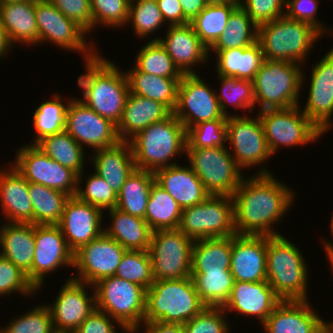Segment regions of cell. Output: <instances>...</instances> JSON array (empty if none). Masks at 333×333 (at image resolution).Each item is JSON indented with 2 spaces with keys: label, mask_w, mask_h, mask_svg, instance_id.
Returning <instances> with one entry per match:
<instances>
[{
  "label": "cell",
  "mask_w": 333,
  "mask_h": 333,
  "mask_svg": "<svg viewBox=\"0 0 333 333\" xmlns=\"http://www.w3.org/2000/svg\"><path fill=\"white\" fill-rule=\"evenodd\" d=\"M262 168L254 176L244 178L232 195L236 235H281L272 226L294 203L295 192Z\"/></svg>",
  "instance_id": "6da1fadb"
},
{
  "label": "cell",
  "mask_w": 333,
  "mask_h": 333,
  "mask_svg": "<svg viewBox=\"0 0 333 333\" xmlns=\"http://www.w3.org/2000/svg\"><path fill=\"white\" fill-rule=\"evenodd\" d=\"M85 63L86 72L77 81L84 92L79 100L117 126L130 93L126 73L98 54Z\"/></svg>",
  "instance_id": "7a4b0ae2"
},
{
  "label": "cell",
  "mask_w": 333,
  "mask_h": 333,
  "mask_svg": "<svg viewBox=\"0 0 333 333\" xmlns=\"http://www.w3.org/2000/svg\"><path fill=\"white\" fill-rule=\"evenodd\" d=\"M128 142L135 167L155 173L159 169L177 165L169 160L186 152L187 131L172 112L166 119L149 125Z\"/></svg>",
  "instance_id": "3957f363"
},
{
  "label": "cell",
  "mask_w": 333,
  "mask_h": 333,
  "mask_svg": "<svg viewBox=\"0 0 333 333\" xmlns=\"http://www.w3.org/2000/svg\"><path fill=\"white\" fill-rule=\"evenodd\" d=\"M206 307L192 277L154 281L146 290L144 322L183 325Z\"/></svg>",
  "instance_id": "277c9868"
},
{
  "label": "cell",
  "mask_w": 333,
  "mask_h": 333,
  "mask_svg": "<svg viewBox=\"0 0 333 333\" xmlns=\"http://www.w3.org/2000/svg\"><path fill=\"white\" fill-rule=\"evenodd\" d=\"M303 253L281 235L267 236V282L282 300H308Z\"/></svg>",
  "instance_id": "5b68a950"
},
{
  "label": "cell",
  "mask_w": 333,
  "mask_h": 333,
  "mask_svg": "<svg viewBox=\"0 0 333 333\" xmlns=\"http://www.w3.org/2000/svg\"><path fill=\"white\" fill-rule=\"evenodd\" d=\"M322 34L311 24L286 15L258 26V42L265 60L304 64L313 44Z\"/></svg>",
  "instance_id": "8992f818"
},
{
  "label": "cell",
  "mask_w": 333,
  "mask_h": 333,
  "mask_svg": "<svg viewBox=\"0 0 333 333\" xmlns=\"http://www.w3.org/2000/svg\"><path fill=\"white\" fill-rule=\"evenodd\" d=\"M301 68V64L293 62L264 60L253 80L259 112L300 105L299 91L305 81Z\"/></svg>",
  "instance_id": "52a82bcc"
},
{
  "label": "cell",
  "mask_w": 333,
  "mask_h": 333,
  "mask_svg": "<svg viewBox=\"0 0 333 333\" xmlns=\"http://www.w3.org/2000/svg\"><path fill=\"white\" fill-rule=\"evenodd\" d=\"M93 287L96 308L119 322L128 332L137 333L144 323L146 290L116 276L103 278Z\"/></svg>",
  "instance_id": "ba28073f"
},
{
  "label": "cell",
  "mask_w": 333,
  "mask_h": 333,
  "mask_svg": "<svg viewBox=\"0 0 333 333\" xmlns=\"http://www.w3.org/2000/svg\"><path fill=\"white\" fill-rule=\"evenodd\" d=\"M227 146L186 148L190 167L210 195L232 196L244 179Z\"/></svg>",
  "instance_id": "9c48e42d"
},
{
  "label": "cell",
  "mask_w": 333,
  "mask_h": 333,
  "mask_svg": "<svg viewBox=\"0 0 333 333\" xmlns=\"http://www.w3.org/2000/svg\"><path fill=\"white\" fill-rule=\"evenodd\" d=\"M178 229L194 241L235 236L233 197L210 195L202 203L182 209Z\"/></svg>",
  "instance_id": "30bf717a"
},
{
  "label": "cell",
  "mask_w": 333,
  "mask_h": 333,
  "mask_svg": "<svg viewBox=\"0 0 333 333\" xmlns=\"http://www.w3.org/2000/svg\"><path fill=\"white\" fill-rule=\"evenodd\" d=\"M193 243L179 229L154 230L148 250L154 280L191 277Z\"/></svg>",
  "instance_id": "8fae6325"
},
{
  "label": "cell",
  "mask_w": 333,
  "mask_h": 333,
  "mask_svg": "<svg viewBox=\"0 0 333 333\" xmlns=\"http://www.w3.org/2000/svg\"><path fill=\"white\" fill-rule=\"evenodd\" d=\"M271 154L278 147L305 145L322 137L321 130L300 110V105L258 113ZM320 136V137H319Z\"/></svg>",
  "instance_id": "7c38bea8"
},
{
  "label": "cell",
  "mask_w": 333,
  "mask_h": 333,
  "mask_svg": "<svg viewBox=\"0 0 333 333\" xmlns=\"http://www.w3.org/2000/svg\"><path fill=\"white\" fill-rule=\"evenodd\" d=\"M16 161L11 164L28 182L42 184L68 194L76 195L78 175L49 158L35 144L18 149Z\"/></svg>",
  "instance_id": "4fadbf2b"
},
{
  "label": "cell",
  "mask_w": 333,
  "mask_h": 333,
  "mask_svg": "<svg viewBox=\"0 0 333 333\" xmlns=\"http://www.w3.org/2000/svg\"><path fill=\"white\" fill-rule=\"evenodd\" d=\"M35 16L39 43L49 41L65 50L84 52V61L99 54L93 43H87L85 36L88 33L64 16L50 1L35 3Z\"/></svg>",
  "instance_id": "5bb4252c"
},
{
  "label": "cell",
  "mask_w": 333,
  "mask_h": 333,
  "mask_svg": "<svg viewBox=\"0 0 333 333\" xmlns=\"http://www.w3.org/2000/svg\"><path fill=\"white\" fill-rule=\"evenodd\" d=\"M195 74H183L178 85L177 106L174 115L186 131L196 124L215 119H227L221 112L216 94Z\"/></svg>",
  "instance_id": "9a60e30c"
},
{
  "label": "cell",
  "mask_w": 333,
  "mask_h": 333,
  "mask_svg": "<svg viewBox=\"0 0 333 333\" xmlns=\"http://www.w3.org/2000/svg\"><path fill=\"white\" fill-rule=\"evenodd\" d=\"M127 249L104 232L74 252V266L78 270L73 279L92 287L99 280L114 276Z\"/></svg>",
  "instance_id": "2e32d148"
},
{
  "label": "cell",
  "mask_w": 333,
  "mask_h": 333,
  "mask_svg": "<svg viewBox=\"0 0 333 333\" xmlns=\"http://www.w3.org/2000/svg\"><path fill=\"white\" fill-rule=\"evenodd\" d=\"M226 135V141L233 148L231 155L241 169L260 165L272 156L259 115L252 118L228 116Z\"/></svg>",
  "instance_id": "e0dca14e"
},
{
  "label": "cell",
  "mask_w": 333,
  "mask_h": 333,
  "mask_svg": "<svg viewBox=\"0 0 333 333\" xmlns=\"http://www.w3.org/2000/svg\"><path fill=\"white\" fill-rule=\"evenodd\" d=\"M65 131L81 146L84 144L94 150L113 146L120 141L114 123L76 98L68 103Z\"/></svg>",
  "instance_id": "ac0fdd59"
},
{
  "label": "cell",
  "mask_w": 333,
  "mask_h": 333,
  "mask_svg": "<svg viewBox=\"0 0 333 333\" xmlns=\"http://www.w3.org/2000/svg\"><path fill=\"white\" fill-rule=\"evenodd\" d=\"M74 266V252L68 247L58 225H35V250L32 269L26 274L39 290L44 276L60 266ZM44 279V280H43Z\"/></svg>",
  "instance_id": "d6986e66"
},
{
  "label": "cell",
  "mask_w": 333,
  "mask_h": 333,
  "mask_svg": "<svg viewBox=\"0 0 333 333\" xmlns=\"http://www.w3.org/2000/svg\"><path fill=\"white\" fill-rule=\"evenodd\" d=\"M86 285L88 286L84 282L69 278L55 302L47 305L56 333H73L96 308L95 290L93 296L89 297Z\"/></svg>",
  "instance_id": "ffe728a7"
},
{
  "label": "cell",
  "mask_w": 333,
  "mask_h": 333,
  "mask_svg": "<svg viewBox=\"0 0 333 333\" xmlns=\"http://www.w3.org/2000/svg\"><path fill=\"white\" fill-rule=\"evenodd\" d=\"M102 212L100 208L80 201L76 196L66 201L58 226L73 252L104 232Z\"/></svg>",
  "instance_id": "44dd1931"
},
{
  "label": "cell",
  "mask_w": 333,
  "mask_h": 333,
  "mask_svg": "<svg viewBox=\"0 0 333 333\" xmlns=\"http://www.w3.org/2000/svg\"><path fill=\"white\" fill-rule=\"evenodd\" d=\"M309 96L302 110L324 134L333 113V48L312 67Z\"/></svg>",
  "instance_id": "7402d4cb"
},
{
  "label": "cell",
  "mask_w": 333,
  "mask_h": 333,
  "mask_svg": "<svg viewBox=\"0 0 333 333\" xmlns=\"http://www.w3.org/2000/svg\"><path fill=\"white\" fill-rule=\"evenodd\" d=\"M230 272L234 281H267V236H232Z\"/></svg>",
  "instance_id": "603a6c76"
},
{
  "label": "cell",
  "mask_w": 333,
  "mask_h": 333,
  "mask_svg": "<svg viewBox=\"0 0 333 333\" xmlns=\"http://www.w3.org/2000/svg\"><path fill=\"white\" fill-rule=\"evenodd\" d=\"M281 301L267 281H234L230 297L222 308L247 317L257 316L263 324Z\"/></svg>",
  "instance_id": "cb8c5ba5"
},
{
  "label": "cell",
  "mask_w": 333,
  "mask_h": 333,
  "mask_svg": "<svg viewBox=\"0 0 333 333\" xmlns=\"http://www.w3.org/2000/svg\"><path fill=\"white\" fill-rule=\"evenodd\" d=\"M165 38L155 37L171 57L182 74H195L191 66L205 63L211 51L201 42L190 23L168 25Z\"/></svg>",
  "instance_id": "d4e9b609"
},
{
  "label": "cell",
  "mask_w": 333,
  "mask_h": 333,
  "mask_svg": "<svg viewBox=\"0 0 333 333\" xmlns=\"http://www.w3.org/2000/svg\"><path fill=\"white\" fill-rule=\"evenodd\" d=\"M309 300H282L262 324L266 333H314L324 322Z\"/></svg>",
  "instance_id": "484cf974"
},
{
  "label": "cell",
  "mask_w": 333,
  "mask_h": 333,
  "mask_svg": "<svg viewBox=\"0 0 333 333\" xmlns=\"http://www.w3.org/2000/svg\"><path fill=\"white\" fill-rule=\"evenodd\" d=\"M9 168L0 170L1 210L8 222L33 224L29 182L13 166Z\"/></svg>",
  "instance_id": "4316f807"
},
{
  "label": "cell",
  "mask_w": 333,
  "mask_h": 333,
  "mask_svg": "<svg viewBox=\"0 0 333 333\" xmlns=\"http://www.w3.org/2000/svg\"><path fill=\"white\" fill-rule=\"evenodd\" d=\"M154 174L155 181L182 209L202 203L210 196L190 166L178 164L159 169Z\"/></svg>",
  "instance_id": "83f0119b"
},
{
  "label": "cell",
  "mask_w": 333,
  "mask_h": 333,
  "mask_svg": "<svg viewBox=\"0 0 333 333\" xmlns=\"http://www.w3.org/2000/svg\"><path fill=\"white\" fill-rule=\"evenodd\" d=\"M172 112L162 103L129 93L117 133L120 141H129L149 125L166 119Z\"/></svg>",
  "instance_id": "f1b7e54d"
},
{
  "label": "cell",
  "mask_w": 333,
  "mask_h": 333,
  "mask_svg": "<svg viewBox=\"0 0 333 333\" xmlns=\"http://www.w3.org/2000/svg\"><path fill=\"white\" fill-rule=\"evenodd\" d=\"M95 173L100 175L110 185L113 192L119 193L127 177L135 170L134 157L128 141L94 150Z\"/></svg>",
  "instance_id": "f546056e"
},
{
  "label": "cell",
  "mask_w": 333,
  "mask_h": 333,
  "mask_svg": "<svg viewBox=\"0 0 333 333\" xmlns=\"http://www.w3.org/2000/svg\"><path fill=\"white\" fill-rule=\"evenodd\" d=\"M0 255L25 274L32 269L35 250V225L7 222L0 227Z\"/></svg>",
  "instance_id": "4dcf8cb0"
},
{
  "label": "cell",
  "mask_w": 333,
  "mask_h": 333,
  "mask_svg": "<svg viewBox=\"0 0 333 333\" xmlns=\"http://www.w3.org/2000/svg\"><path fill=\"white\" fill-rule=\"evenodd\" d=\"M0 23L7 31L11 43L39 44L35 16V3L27 0L0 5Z\"/></svg>",
  "instance_id": "1f68e13d"
},
{
  "label": "cell",
  "mask_w": 333,
  "mask_h": 333,
  "mask_svg": "<svg viewBox=\"0 0 333 333\" xmlns=\"http://www.w3.org/2000/svg\"><path fill=\"white\" fill-rule=\"evenodd\" d=\"M111 226L104 233L127 250H149L153 230L145 219L125 213L118 208L109 209Z\"/></svg>",
  "instance_id": "d6a6232c"
},
{
  "label": "cell",
  "mask_w": 333,
  "mask_h": 333,
  "mask_svg": "<svg viewBox=\"0 0 333 333\" xmlns=\"http://www.w3.org/2000/svg\"><path fill=\"white\" fill-rule=\"evenodd\" d=\"M213 51L217 56V74L238 79L253 81L265 60L258 41L249 47Z\"/></svg>",
  "instance_id": "836d02e7"
},
{
  "label": "cell",
  "mask_w": 333,
  "mask_h": 333,
  "mask_svg": "<svg viewBox=\"0 0 333 333\" xmlns=\"http://www.w3.org/2000/svg\"><path fill=\"white\" fill-rule=\"evenodd\" d=\"M125 73L130 93L158 101L174 112L181 78L155 76L138 71L135 67Z\"/></svg>",
  "instance_id": "e575fe53"
},
{
  "label": "cell",
  "mask_w": 333,
  "mask_h": 333,
  "mask_svg": "<svg viewBox=\"0 0 333 333\" xmlns=\"http://www.w3.org/2000/svg\"><path fill=\"white\" fill-rule=\"evenodd\" d=\"M232 236L195 240L191 272H230Z\"/></svg>",
  "instance_id": "d590c367"
},
{
  "label": "cell",
  "mask_w": 333,
  "mask_h": 333,
  "mask_svg": "<svg viewBox=\"0 0 333 333\" xmlns=\"http://www.w3.org/2000/svg\"><path fill=\"white\" fill-rule=\"evenodd\" d=\"M49 158L56 160L63 167L78 175V186L82 182L84 162V145L78 144L65 130L43 137L35 144Z\"/></svg>",
  "instance_id": "8d00e7d4"
},
{
  "label": "cell",
  "mask_w": 333,
  "mask_h": 333,
  "mask_svg": "<svg viewBox=\"0 0 333 333\" xmlns=\"http://www.w3.org/2000/svg\"><path fill=\"white\" fill-rule=\"evenodd\" d=\"M154 181L153 172L135 168L117 194L116 208L145 219L149 194Z\"/></svg>",
  "instance_id": "74e56055"
},
{
  "label": "cell",
  "mask_w": 333,
  "mask_h": 333,
  "mask_svg": "<svg viewBox=\"0 0 333 333\" xmlns=\"http://www.w3.org/2000/svg\"><path fill=\"white\" fill-rule=\"evenodd\" d=\"M182 208L154 181L145 212V221L154 230L178 229L181 222Z\"/></svg>",
  "instance_id": "f35d334b"
},
{
  "label": "cell",
  "mask_w": 333,
  "mask_h": 333,
  "mask_svg": "<svg viewBox=\"0 0 333 333\" xmlns=\"http://www.w3.org/2000/svg\"><path fill=\"white\" fill-rule=\"evenodd\" d=\"M34 225H58L70 196L42 184L29 182Z\"/></svg>",
  "instance_id": "ab89813d"
},
{
  "label": "cell",
  "mask_w": 333,
  "mask_h": 333,
  "mask_svg": "<svg viewBox=\"0 0 333 333\" xmlns=\"http://www.w3.org/2000/svg\"><path fill=\"white\" fill-rule=\"evenodd\" d=\"M257 41L258 26L252 21L246 11L238 5L230 14L223 33L208 50L249 47Z\"/></svg>",
  "instance_id": "60d3db41"
},
{
  "label": "cell",
  "mask_w": 333,
  "mask_h": 333,
  "mask_svg": "<svg viewBox=\"0 0 333 333\" xmlns=\"http://www.w3.org/2000/svg\"><path fill=\"white\" fill-rule=\"evenodd\" d=\"M191 277L207 307H223L228 301L234 283L231 272H191Z\"/></svg>",
  "instance_id": "b9f144b4"
},
{
  "label": "cell",
  "mask_w": 333,
  "mask_h": 333,
  "mask_svg": "<svg viewBox=\"0 0 333 333\" xmlns=\"http://www.w3.org/2000/svg\"><path fill=\"white\" fill-rule=\"evenodd\" d=\"M239 4L207 5L191 22L196 35L209 49L223 33L227 20Z\"/></svg>",
  "instance_id": "7bdbcfd3"
},
{
  "label": "cell",
  "mask_w": 333,
  "mask_h": 333,
  "mask_svg": "<svg viewBox=\"0 0 333 333\" xmlns=\"http://www.w3.org/2000/svg\"><path fill=\"white\" fill-rule=\"evenodd\" d=\"M139 50L134 66L138 71L167 78H182L183 74L159 41L151 40Z\"/></svg>",
  "instance_id": "ee69618b"
},
{
  "label": "cell",
  "mask_w": 333,
  "mask_h": 333,
  "mask_svg": "<svg viewBox=\"0 0 333 333\" xmlns=\"http://www.w3.org/2000/svg\"><path fill=\"white\" fill-rule=\"evenodd\" d=\"M53 97L51 101L40 104L33 114V126L37 135H35L34 142L32 141L31 144H36L45 136L65 130L66 112L70 101L67 100V105H64L61 100L62 97L58 94Z\"/></svg>",
  "instance_id": "f6af8a7d"
},
{
  "label": "cell",
  "mask_w": 333,
  "mask_h": 333,
  "mask_svg": "<svg viewBox=\"0 0 333 333\" xmlns=\"http://www.w3.org/2000/svg\"><path fill=\"white\" fill-rule=\"evenodd\" d=\"M217 77L222 85L221 93L216 94L221 112L226 117L230 116L226 102L231 103L234 108H249V112H252L255 107L253 81L223 75Z\"/></svg>",
  "instance_id": "bcb514c9"
},
{
  "label": "cell",
  "mask_w": 333,
  "mask_h": 333,
  "mask_svg": "<svg viewBox=\"0 0 333 333\" xmlns=\"http://www.w3.org/2000/svg\"><path fill=\"white\" fill-rule=\"evenodd\" d=\"M114 276L148 290L155 281L149 251L127 250Z\"/></svg>",
  "instance_id": "7dc6e473"
},
{
  "label": "cell",
  "mask_w": 333,
  "mask_h": 333,
  "mask_svg": "<svg viewBox=\"0 0 333 333\" xmlns=\"http://www.w3.org/2000/svg\"><path fill=\"white\" fill-rule=\"evenodd\" d=\"M130 22L135 35L140 38L148 37L166 23L156 0H130L128 23Z\"/></svg>",
  "instance_id": "c3c4849f"
},
{
  "label": "cell",
  "mask_w": 333,
  "mask_h": 333,
  "mask_svg": "<svg viewBox=\"0 0 333 333\" xmlns=\"http://www.w3.org/2000/svg\"><path fill=\"white\" fill-rule=\"evenodd\" d=\"M226 120L215 119L196 124L187 130L186 148L227 146Z\"/></svg>",
  "instance_id": "681fc988"
},
{
  "label": "cell",
  "mask_w": 333,
  "mask_h": 333,
  "mask_svg": "<svg viewBox=\"0 0 333 333\" xmlns=\"http://www.w3.org/2000/svg\"><path fill=\"white\" fill-rule=\"evenodd\" d=\"M0 333H56L47 305L33 307L28 313L11 320Z\"/></svg>",
  "instance_id": "f907efd6"
},
{
  "label": "cell",
  "mask_w": 333,
  "mask_h": 333,
  "mask_svg": "<svg viewBox=\"0 0 333 333\" xmlns=\"http://www.w3.org/2000/svg\"><path fill=\"white\" fill-rule=\"evenodd\" d=\"M85 189L78 186L76 197L101 210H109L116 207L117 194L110 185L97 173L90 174L86 181Z\"/></svg>",
  "instance_id": "816d5d0a"
},
{
  "label": "cell",
  "mask_w": 333,
  "mask_h": 333,
  "mask_svg": "<svg viewBox=\"0 0 333 333\" xmlns=\"http://www.w3.org/2000/svg\"><path fill=\"white\" fill-rule=\"evenodd\" d=\"M130 0H90L93 28L99 25L118 28L128 24Z\"/></svg>",
  "instance_id": "f5cc1de1"
},
{
  "label": "cell",
  "mask_w": 333,
  "mask_h": 333,
  "mask_svg": "<svg viewBox=\"0 0 333 333\" xmlns=\"http://www.w3.org/2000/svg\"><path fill=\"white\" fill-rule=\"evenodd\" d=\"M12 292L27 296L34 295L33 293L38 291L20 268L0 255V296L9 295Z\"/></svg>",
  "instance_id": "db71d44e"
},
{
  "label": "cell",
  "mask_w": 333,
  "mask_h": 333,
  "mask_svg": "<svg viewBox=\"0 0 333 333\" xmlns=\"http://www.w3.org/2000/svg\"><path fill=\"white\" fill-rule=\"evenodd\" d=\"M226 311L222 307H206L183 324L185 333H229Z\"/></svg>",
  "instance_id": "11a10c76"
},
{
  "label": "cell",
  "mask_w": 333,
  "mask_h": 333,
  "mask_svg": "<svg viewBox=\"0 0 333 333\" xmlns=\"http://www.w3.org/2000/svg\"><path fill=\"white\" fill-rule=\"evenodd\" d=\"M243 1L240 0L239 5L246 11L248 16L257 26L271 22L285 15L283 9L286 8V0Z\"/></svg>",
  "instance_id": "9f6ffc18"
},
{
  "label": "cell",
  "mask_w": 333,
  "mask_h": 333,
  "mask_svg": "<svg viewBox=\"0 0 333 333\" xmlns=\"http://www.w3.org/2000/svg\"><path fill=\"white\" fill-rule=\"evenodd\" d=\"M64 16L76 22L87 33L93 29L90 0H49Z\"/></svg>",
  "instance_id": "6f0895ef"
},
{
  "label": "cell",
  "mask_w": 333,
  "mask_h": 333,
  "mask_svg": "<svg viewBox=\"0 0 333 333\" xmlns=\"http://www.w3.org/2000/svg\"><path fill=\"white\" fill-rule=\"evenodd\" d=\"M318 0H286L285 15L293 20L311 24L323 36L329 30L317 20Z\"/></svg>",
  "instance_id": "680465c9"
},
{
  "label": "cell",
  "mask_w": 333,
  "mask_h": 333,
  "mask_svg": "<svg viewBox=\"0 0 333 333\" xmlns=\"http://www.w3.org/2000/svg\"><path fill=\"white\" fill-rule=\"evenodd\" d=\"M113 322L128 332L119 322L95 308L73 333H117Z\"/></svg>",
  "instance_id": "91938a15"
},
{
  "label": "cell",
  "mask_w": 333,
  "mask_h": 333,
  "mask_svg": "<svg viewBox=\"0 0 333 333\" xmlns=\"http://www.w3.org/2000/svg\"><path fill=\"white\" fill-rule=\"evenodd\" d=\"M162 16L169 25H185L190 21L184 16L179 0H156Z\"/></svg>",
  "instance_id": "94428289"
},
{
  "label": "cell",
  "mask_w": 333,
  "mask_h": 333,
  "mask_svg": "<svg viewBox=\"0 0 333 333\" xmlns=\"http://www.w3.org/2000/svg\"><path fill=\"white\" fill-rule=\"evenodd\" d=\"M146 327L144 333H185L182 324L144 322Z\"/></svg>",
  "instance_id": "6125c7cd"
},
{
  "label": "cell",
  "mask_w": 333,
  "mask_h": 333,
  "mask_svg": "<svg viewBox=\"0 0 333 333\" xmlns=\"http://www.w3.org/2000/svg\"><path fill=\"white\" fill-rule=\"evenodd\" d=\"M184 16L191 22L207 6L205 0H179Z\"/></svg>",
  "instance_id": "be15d7a7"
},
{
  "label": "cell",
  "mask_w": 333,
  "mask_h": 333,
  "mask_svg": "<svg viewBox=\"0 0 333 333\" xmlns=\"http://www.w3.org/2000/svg\"><path fill=\"white\" fill-rule=\"evenodd\" d=\"M13 44L11 43L7 31L3 28L0 23V59L2 56L7 55V52L11 50Z\"/></svg>",
  "instance_id": "e7e4bbea"
},
{
  "label": "cell",
  "mask_w": 333,
  "mask_h": 333,
  "mask_svg": "<svg viewBox=\"0 0 333 333\" xmlns=\"http://www.w3.org/2000/svg\"><path fill=\"white\" fill-rule=\"evenodd\" d=\"M333 216V215H332ZM331 228H330V232L333 235V217L331 219ZM323 245L325 247V252L327 255H333V244L332 241L329 243L326 240L323 241Z\"/></svg>",
  "instance_id": "03108f58"
},
{
  "label": "cell",
  "mask_w": 333,
  "mask_h": 333,
  "mask_svg": "<svg viewBox=\"0 0 333 333\" xmlns=\"http://www.w3.org/2000/svg\"><path fill=\"white\" fill-rule=\"evenodd\" d=\"M314 333H333V326L324 321Z\"/></svg>",
  "instance_id": "003e7915"
},
{
  "label": "cell",
  "mask_w": 333,
  "mask_h": 333,
  "mask_svg": "<svg viewBox=\"0 0 333 333\" xmlns=\"http://www.w3.org/2000/svg\"><path fill=\"white\" fill-rule=\"evenodd\" d=\"M207 5L239 4L240 0H205Z\"/></svg>",
  "instance_id": "a7ac6f4b"
},
{
  "label": "cell",
  "mask_w": 333,
  "mask_h": 333,
  "mask_svg": "<svg viewBox=\"0 0 333 333\" xmlns=\"http://www.w3.org/2000/svg\"><path fill=\"white\" fill-rule=\"evenodd\" d=\"M19 0H0V5L5 4V3H10V2H15Z\"/></svg>",
  "instance_id": "89a4df30"
},
{
  "label": "cell",
  "mask_w": 333,
  "mask_h": 333,
  "mask_svg": "<svg viewBox=\"0 0 333 333\" xmlns=\"http://www.w3.org/2000/svg\"><path fill=\"white\" fill-rule=\"evenodd\" d=\"M327 257H328V259H329V263L331 264V268H332V270H333V255H326Z\"/></svg>",
  "instance_id": "2644e50d"
},
{
  "label": "cell",
  "mask_w": 333,
  "mask_h": 333,
  "mask_svg": "<svg viewBox=\"0 0 333 333\" xmlns=\"http://www.w3.org/2000/svg\"><path fill=\"white\" fill-rule=\"evenodd\" d=\"M29 2H33V3H41V2H48L49 0H27Z\"/></svg>",
  "instance_id": "8c879c8a"
}]
</instances>
